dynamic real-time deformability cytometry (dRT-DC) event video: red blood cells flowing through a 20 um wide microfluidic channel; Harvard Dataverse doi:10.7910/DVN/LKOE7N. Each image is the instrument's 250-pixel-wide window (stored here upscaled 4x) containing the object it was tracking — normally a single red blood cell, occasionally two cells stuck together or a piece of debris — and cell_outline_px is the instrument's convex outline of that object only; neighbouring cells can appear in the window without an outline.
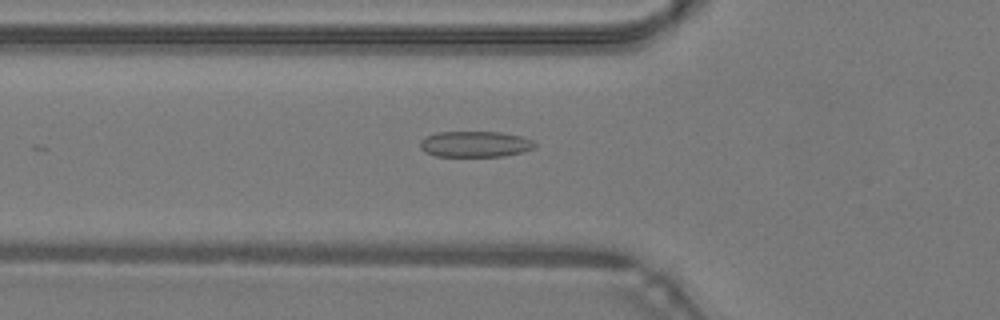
{"species": "common noctule bat (a hibernating species)", "species_latin": "Nyctalus noctula", "temperature_condition": "warm", "stored_images_in_passage": 39, "camera_frame_rate_fps": 3000, "um_per_image_px": 0.085, "animal": {"sex": "male", "body_mass_g": 19.2, "forearm_length_mm": 51.8}, "frame": {"image": 1, "passage_image": 17, "time_ms": 5.333, "image_size_px": [1000, 320], "cell_outline_px": [[536, 148], [504, 156], [436, 156], [424, 152], [420, 148], [420, 140], [436, 132], [500, 132], [520, 136], [532, 140], [536, 144]], "centroid_in_image_um": [40.37, 12.25], "position_along_channel_um": 85.4, "area_um2": 17.28}}
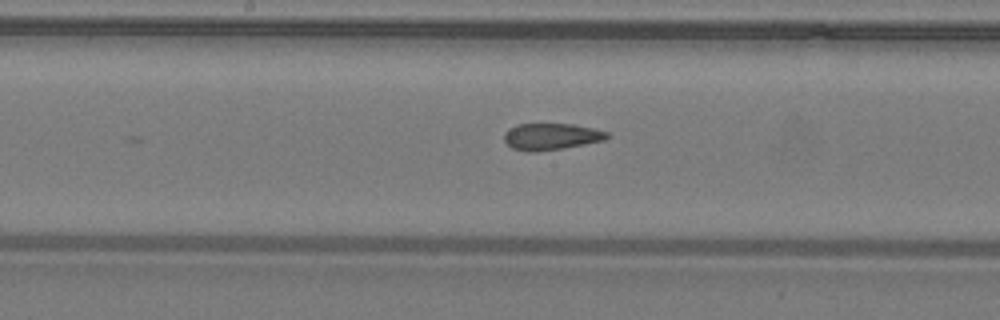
{"frame": {"image": 2, "passage_image": 25, "time_ms": 8.0, "image_size_px": [1000, 320], "cell_outline_px": [[608, 136], [604, 140], [564, 148], [536, 152], [528, 152], [512, 148], [504, 140], [504, 132], [508, 128], [516, 124], [572, 124], [592, 128], [608, 132]], "centroid_in_image_um": [46.8, 11.61], "position_along_channel_um": 201.4, "area_um2": 15.95}}
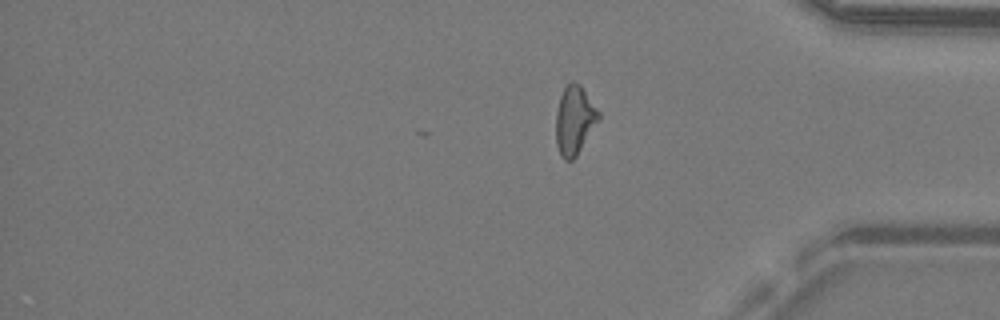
{"frame": {"image": 3, "passage_image": 39, "time_ms": 12.667, "image_size_px": [1000, 320], "cell_outline_px": [[600, 120], [576, 156], [572, 160], [564, 160], [556, 144], [556, 112], [560, 96], [564, 88], [572, 80], [580, 84], [600, 112]], "centroid_in_image_um": [48.85, 10.2], "position_along_channel_um": 386.4, "area_um2": 17.11}, "authors_computed_cell_mechanics": {"area_um2": 17.2822, "velocity_mm_per_s": 4.314, "shape_relaxation_time_tau1_ms": null, "shape_relaxation_time_tau2_ms": 1.7307, "deformation_change_tau1": null, "deformation_change_tau2": 0.0973}}